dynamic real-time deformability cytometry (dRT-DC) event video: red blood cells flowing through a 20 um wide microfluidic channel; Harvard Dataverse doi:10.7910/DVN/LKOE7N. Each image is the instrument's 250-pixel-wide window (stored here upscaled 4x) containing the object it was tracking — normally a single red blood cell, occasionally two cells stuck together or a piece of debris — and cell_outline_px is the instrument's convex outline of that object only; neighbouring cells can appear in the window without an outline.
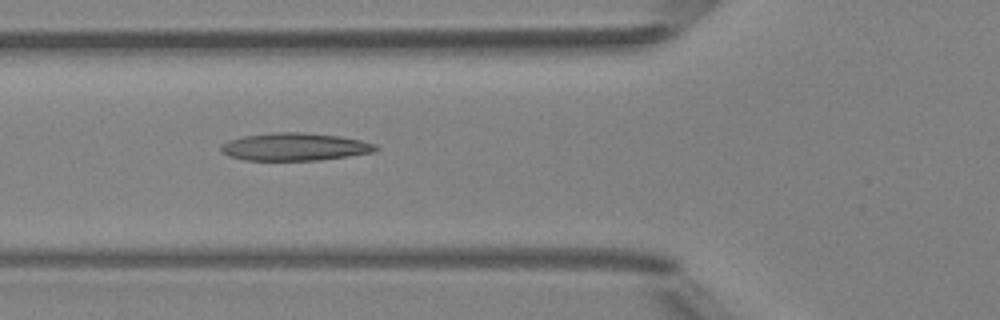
{"species": "Egyptian fruit bat (a non-hibernating species)", "species_latin": "Rousettus aegyptiacus", "temperature_condition": "room temperature", "stored_images_in_passage": 6, "camera_frame_rate_fps": 3000, "um_per_image_px": 0.085, "animal": {"sex": "female"}, "frame": {"image": 1, "passage_image": 6, "time_ms": 5.667, "image_size_px": [1000, 320], "cell_outline_px": [[380, 148], [372, 152], [348, 156], [320, 160], [244, 160], [228, 156], [220, 148], [228, 140], [244, 136], [272, 132], [304, 132], [340, 136], [360, 140], [376, 144]], "centroid_in_image_um": [25.07, 12.47], "position_along_channel_um": 100.7, "area_um2": 24.91}}